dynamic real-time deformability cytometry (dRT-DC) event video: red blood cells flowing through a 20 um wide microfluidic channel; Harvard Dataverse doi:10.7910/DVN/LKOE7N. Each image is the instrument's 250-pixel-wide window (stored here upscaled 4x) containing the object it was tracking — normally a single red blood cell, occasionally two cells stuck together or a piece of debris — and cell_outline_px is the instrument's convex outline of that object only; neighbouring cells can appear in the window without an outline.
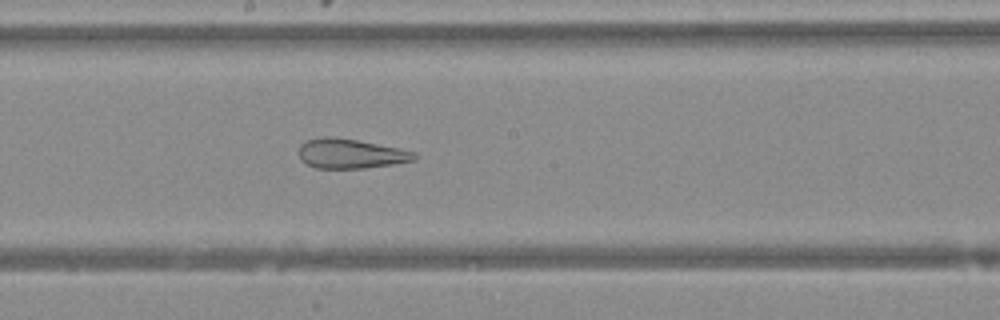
{"species": "Egyptian fruit bat (a non-hibernating species)", "species_latin": "Rousettus aegyptiacus", "temperature_condition": "warm", "stored_images_in_passage": 26, "camera_frame_rate_fps": 3000, "um_per_image_px": 0.085, "animal": {"sex": "female"}, "frame": {"image": 1, "passage_image": 15, "time_ms": 4.667, "image_size_px": [1000, 320], "cell_outline_px": [[416, 160], [392, 164], [364, 168], [316, 168], [300, 160], [300, 144], [308, 140], [324, 136], [332, 136], [356, 140], [416, 152]], "centroid_in_image_um": [29.78, 13.06], "position_along_channel_um": 218.4, "area_um2": 19.65}}
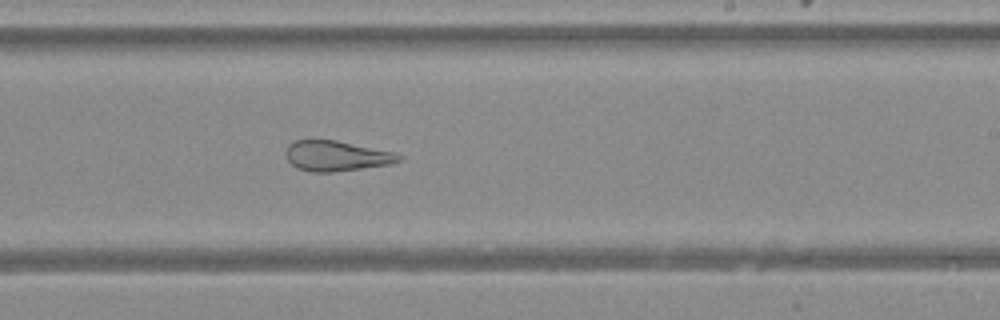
{"frame": {"image": 2, "passage_image": 18, "time_ms": 5.667, "image_size_px": [1000, 320], "cell_outline_px": [[400, 160], [392, 164], [332, 172], [312, 172], [296, 168], [288, 160], [288, 144], [296, 140], [336, 140], [392, 152], [400, 156]], "centroid_in_image_um": [28.58, 13.26], "position_along_channel_um": 260.4, "area_um2": 19.54}}